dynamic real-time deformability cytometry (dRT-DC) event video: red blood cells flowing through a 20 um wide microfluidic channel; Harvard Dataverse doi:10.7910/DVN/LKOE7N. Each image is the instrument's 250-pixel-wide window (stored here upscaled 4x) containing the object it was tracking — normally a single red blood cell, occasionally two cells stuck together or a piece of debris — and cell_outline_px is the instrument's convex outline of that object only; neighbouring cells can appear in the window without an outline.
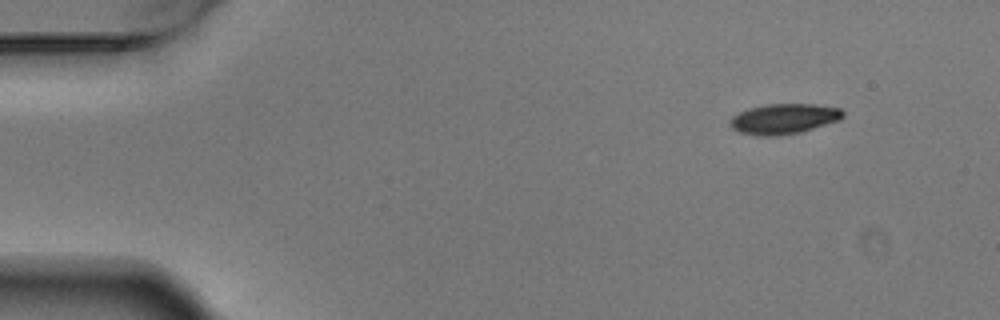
{"species": "Egyptian fruit bat (a non-hibernating species)", "species_latin": "Rousettus aegyptiacus", "temperature_condition": "warm", "stored_images_in_passage": 4, "camera_frame_rate_fps": 3000, "um_per_image_px": 0.085, "animal": {"sex": "male"}, "frame": {"image": 1, "passage_image": 1, "time_ms": 0.0, "image_size_px": [1000, 320], "cell_outline_px": [[844, 116], [840, 120], [800, 132], [776, 136], [756, 136], [740, 132], [732, 128], [732, 116], [748, 108], [768, 104], [812, 104], [840, 108], [844, 112]], "centroid_in_image_um": [66.65, 10.1], "position_along_channel_um": 18.4, "area_um2": 19.77}}
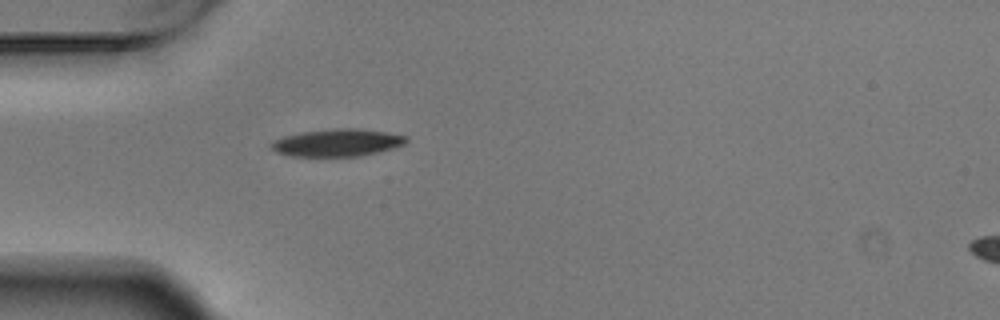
{"frame": {"image": 2, "passage_image": 4, "time_ms": 1.0, "image_size_px": [1000, 320], "cell_outline_px": [[408, 140], [404, 144], [396, 148], [360, 156], [292, 156], [276, 152], [268, 144], [272, 140], [284, 136], [300, 132], [336, 128], [360, 128], [408, 136]], "centroid_in_image_um": [28.67, 12.12], "position_along_channel_um": 56.3, "area_um2": 21.73}}